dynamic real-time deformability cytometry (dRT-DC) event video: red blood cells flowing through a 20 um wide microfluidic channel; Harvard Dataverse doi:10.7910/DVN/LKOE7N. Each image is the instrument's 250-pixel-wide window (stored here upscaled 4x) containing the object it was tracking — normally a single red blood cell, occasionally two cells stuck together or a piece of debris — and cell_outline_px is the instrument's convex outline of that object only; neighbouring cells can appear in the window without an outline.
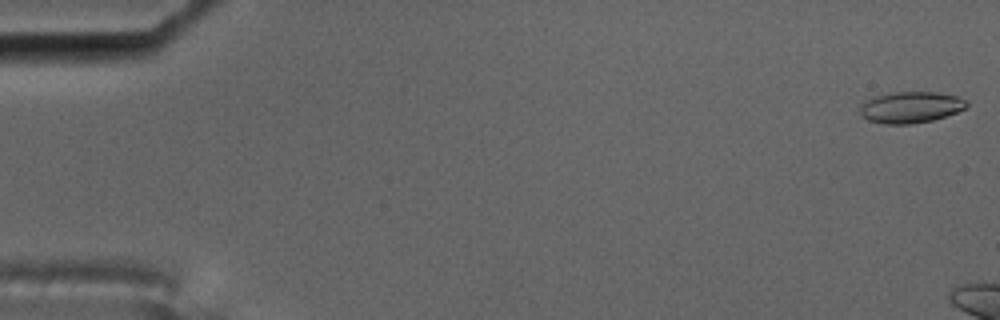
{"species": "common noctule bat (a hibernating species)", "species_latin": "Nyctalus noctula", "temperature_condition": "cold", "stored_images_in_passage": 4, "camera_frame_rate_fps": 3000, "um_per_image_px": 0.085, "animal": {"sex": "male", "body_mass_g": 17.5, "forearm_length_mm": 52.3}, "frame": {"image": 1, "passage_image": 1, "time_ms": 0.0, "image_size_px": [1000, 320], "cell_outline_px": [[968, 104], [964, 108], [956, 112], [932, 120], [908, 124], [884, 124], [868, 120], [860, 116], [856, 108], [864, 100], [872, 96], [892, 92], [936, 92], [956, 96], [968, 100]], "centroid_in_image_um": [77.31, 9.11], "position_along_channel_um": 7.7, "area_um2": 19.77}}